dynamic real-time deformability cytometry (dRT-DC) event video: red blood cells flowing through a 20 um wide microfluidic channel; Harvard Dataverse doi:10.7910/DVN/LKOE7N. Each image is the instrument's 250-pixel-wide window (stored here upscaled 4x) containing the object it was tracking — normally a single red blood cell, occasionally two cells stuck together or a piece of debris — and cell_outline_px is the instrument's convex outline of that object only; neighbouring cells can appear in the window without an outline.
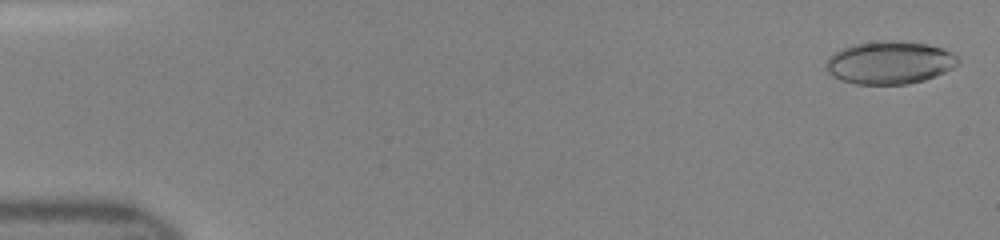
{"species": "human", "species_latin": "Homo sapiens", "temperature_condition": "room temperature", "stored_images_in_passage": 48, "camera_frame_rate_fps": 3000, "um_per_image_px": 0.085, "donor": {"sex": "female"}, "frame": {"image": 1, "passage_image": 2, "time_ms": 0.333, "image_size_px": [1000, 240], "cell_outline_px": [[960, 64], [944, 72], [924, 80], [908, 84], [856, 84], [844, 80], [828, 72], [824, 64], [840, 48], [856, 44], [880, 40], [892, 40], [924, 44], [940, 48], [952, 52], [960, 60]], "centroid_in_image_um": [75.64, 5.32], "position_along_channel_um": 9.4, "area_um2": 32.6}}
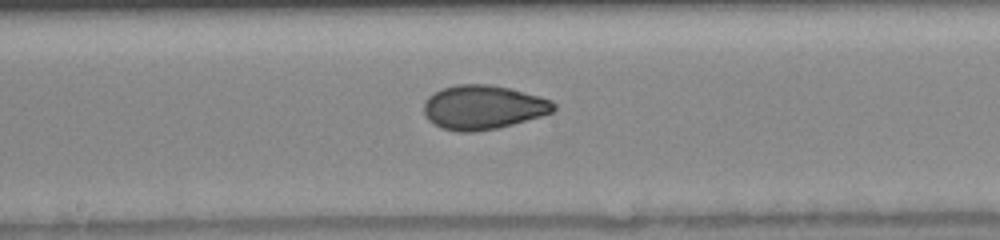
{"frame": {"image": 2, "passage_image": 26, "time_ms": 8.333, "image_size_px": [1000, 240], "cell_outline_px": [[556, 108], [552, 112], [540, 116], [512, 124], [496, 128], [472, 132], [456, 132], [440, 128], [428, 120], [424, 112], [424, 100], [428, 96], [444, 88], [456, 84], [488, 84], [508, 88], [540, 96], [552, 100], [556, 104]], "centroid_in_image_um": [41.04, 9.12], "position_along_channel_um": 207.2, "area_um2": 33.35}}
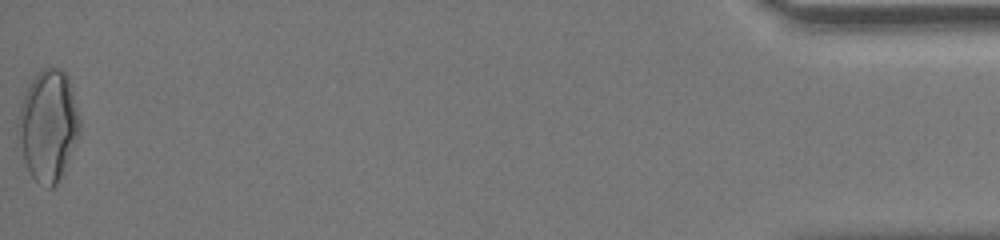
{"frame": {"image": 3, "passage_image": 48, "time_ms": 15.667, "image_size_px": [1000, 240], "cell_outline_px": [[80, 132], [60, 176], [56, 184], [52, 188], [48, 188], [36, 180], [32, 176], [24, 160], [16, 128], [16, 124], [20, 104], [24, 92], [40, 68], [56, 68], [64, 72], [68, 76], [80, 120]], "centroid_in_image_um": [4.07, 10.63], "position_along_channel_um": 431.1, "area_um2": 39.48}}